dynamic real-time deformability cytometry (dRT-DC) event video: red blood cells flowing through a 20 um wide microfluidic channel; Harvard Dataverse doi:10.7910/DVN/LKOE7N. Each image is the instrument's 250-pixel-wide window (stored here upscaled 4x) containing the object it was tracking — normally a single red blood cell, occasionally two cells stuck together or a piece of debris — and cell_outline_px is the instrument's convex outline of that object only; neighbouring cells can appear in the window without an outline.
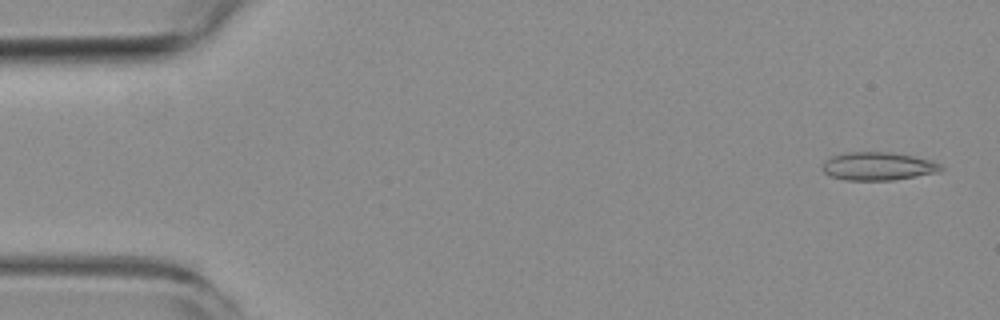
{"species": "common noctule bat (a hibernating species)", "species_latin": "Nyctalus noctula", "temperature_condition": "room temperature", "stored_images_in_passage": 4, "camera_frame_rate_fps": 3000, "um_per_image_px": 0.085, "animal": {"sex": "female", "body_mass_g": 19.3, "forearm_length_mm": 54.1}, "frame": {"image": 1, "passage_image": 1, "time_ms": 0.0, "image_size_px": [1000, 320], "cell_outline_px": [[944, 168], [940, 172], [892, 180], [844, 180], [828, 176], [820, 168], [824, 160], [828, 156], [848, 152], [892, 152], [932, 160], [940, 164]], "centroid_in_image_um": [74.58, 14.13], "position_along_channel_um": 10.4, "area_um2": 19.77}}
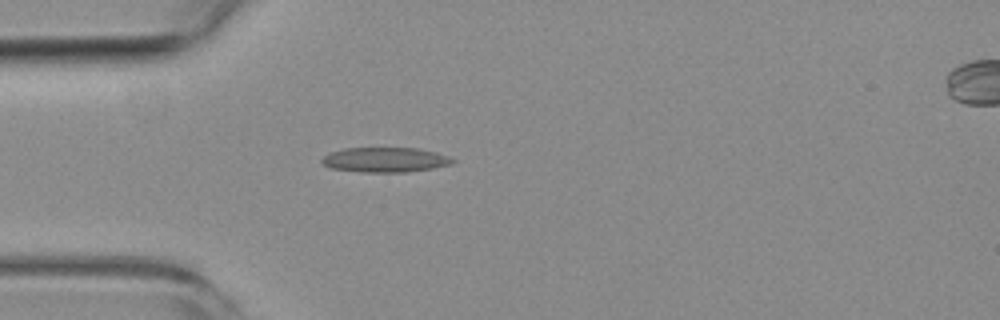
{"frame": {"image": 2, "passage_image": 4, "time_ms": 4.333, "image_size_px": [1000, 320], "cell_outline_px": [[456, 160], [452, 164], [432, 168], [408, 172], [360, 172], [332, 168], [324, 164], [320, 160], [324, 156], [332, 152], [344, 148], [420, 148], [436, 152], [448, 156]], "centroid_in_image_um": [32.77, 13.58], "position_along_channel_um": 52.2, "area_um2": 18.9}}